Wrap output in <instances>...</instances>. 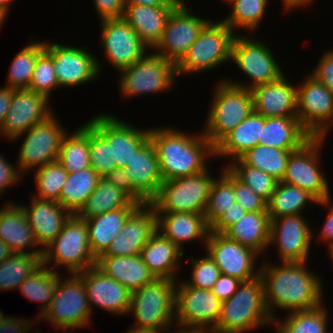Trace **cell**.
<instances>
[{
    "mask_svg": "<svg viewBox=\"0 0 333 333\" xmlns=\"http://www.w3.org/2000/svg\"><path fill=\"white\" fill-rule=\"evenodd\" d=\"M270 265L263 261L259 276L263 282L265 304L272 319L276 318L275 311H272L275 306L294 312L322 305L323 285L318 276L307 270V261Z\"/></svg>",
    "mask_w": 333,
    "mask_h": 333,
    "instance_id": "obj_1",
    "label": "cell"
},
{
    "mask_svg": "<svg viewBox=\"0 0 333 333\" xmlns=\"http://www.w3.org/2000/svg\"><path fill=\"white\" fill-rule=\"evenodd\" d=\"M149 138L157 153L163 181L200 173L207 168L206 159L214 156V147L201 132L189 135L172 127L153 128Z\"/></svg>",
    "mask_w": 333,
    "mask_h": 333,
    "instance_id": "obj_2",
    "label": "cell"
},
{
    "mask_svg": "<svg viewBox=\"0 0 333 333\" xmlns=\"http://www.w3.org/2000/svg\"><path fill=\"white\" fill-rule=\"evenodd\" d=\"M272 322L265 304L263 282L258 276L241 282L236 292L223 301L219 320L211 333H244Z\"/></svg>",
    "mask_w": 333,
    "mask_h": 333,
    "instance_id": "obj_3",
    "label": "cell"
},
{
    "mask_svg": "<svg viewBox=\"0 0 333 333\" xmlns=\"http://www.w3.org/2000/svg\"><path fill=\"white\" fill-rule=\"evenodd\" d=\"M177 280L155 278L131 293L129 313L136 319L132 327L164 331L175 321ZM136 325V326H135Z\"/></svg>",
    "mask_w": 333,
    "mask_h": 333,
    "instance_id": "obj_4",
    "label": "cell"
},
{
    "mask_svg": "<svg viewBox=\"0 0 333 333\" xmlns=\"http://www.w3.org/2000/svg\"><path fill=\"white\" fill-rule=\"evenodd\" d=\"M206 125L202 133L215 147L229 132L254 112L251 90L217 83Z\"/></svg>",
    "mask_w": 333,
    "mask_h": 333,
    "instance_id": "obj_5",
    "label": "cell"
},
{
    "mask_svg": "<svg viewBox=\"0 0 333 333\" xmlns=\"http://www.w3.org/2000/svg\"><path fill=\"white\" fill-rule=\"evenodd\" d=\"M51 262L54 266L50 269L65 266L71 274L96 266L89 245L88 227L76 214L69 217L62 231L43 249L42 264L48 267Z\"/></svg>",
    "mask_w": 333,
    "mask_h": 333,
    "instance_id": "obj_6",
    "label": "cell"
},
{
    "mask_svg": "<svg viewBox=\"0 0 333 333\" xmlns=\"http://www.w3.org/2000/svg\"><path fill=\"white\" fill-rule=\"evenodd\" d=\"M235 31L220 22H209L199 33L196 41L176 64L177 76L185 73L203 72L231 61V49Z\"/></svg>",
    "mask_w": 333,
    "mask_h": 333,
    "instance_id": "obj_7",
    "label": "cell"
},
{
    "mask_svg": "<svg viewBox=\"0 0 333 333\" xmlns=\"http://www.w3.org/2000/svg\"><path fill=\"white\" fill-rule=\"evenodd\" d=\"M214 180L207 167L194 175L163 181L150 204L156 212L204 213Z\"/></svg>",
    "mask_w": 333,
    "mask_h": 333,
    "instance_id": "obj_8",
    "label": "cell"
},
{
    "mask_svg": "<svg viewBox=\"0 0 333 333\" xmlns=\"http://www.w3.org/2000/svg\"><path fill=\"white\" fill-rule=\"evenodd\" d=\"M62 281L60 274L55 294L45 312L39 315L56 328H79L89 326L91 308L82 278L76 273Z\"/></svg>",
    "mask_w": 333,
    "mask_h": 333,
    "instance_id": "obj_9",
    "label": "cell"
},
{
    "mask_svg": "<svg viewBox=\"0 0 333 333\" xmlns=\"http://www.w3.org/2000/svg\"><path fill=\"white\" fill-rule=\"evenodd\" d=\"M175 302L178 328L180 326L184 330L211 333L216 327L223 302L212 290L194 288L185 281H179L176 285Z\"/></svg>",
    "mask_w": 333,
    "mask_h": 333,
    "instance_id": "obj_10",
    "label": "cell"
},
{
    "mask_svg": "<svg viewBox=\"0 0 333 333\" xmlns=\"http://www.w3.org/2000/svg\"><path fill=\"white\" fill-rule=\"evenodd\" d=\"M120 92L126 97L168 90L177 76L176 64L156 52L145 54L132 66L120 71Z\"/></svg>",
    "mask_w": 333,
    "mask_h": 333,
    "instance_id": "obj_11",
    "label": "cell"
},
{
    "mask_svg": "<svg viewBox=\"0 0 333 333\" xmlns=\"http://www.w3.org/2000/svg\"><path fill=\"white\" fill-rule=\"evenodd\" d=\"M272 50L260 41L246 36L236 35L233 39L231 59L241 71L252 79L249 85L224 79L225 82L248 90L256 86L271 83L279 79L283 73L276 62Z\"/></svg>",
    "mask_w": 333,
    "mask_h": 333,
    "instance_id": "obj_12",
    "label": "cell"
},
{
    "mask_svg": "<svg viewBox=\"0 0 333 333\" xmlns=\"http://www.w3.org/2000/svg\"><path fill=\"white\" fill-rule=\"evenodd\" d=\"M325 136H312L297 150L291 151L282 182L308 191L318 201L330 197L329 184L318 166L319 148Z\"/></svg>",
    "mask_w": 333,
    "mask_h": 333,
    "instance_id": "obj_13",
    "label": "cell"
},
{
    "mask_svg": "<svg viewBox=\"0 0 333 333\" xmlns=\"http://www.w3.org/2000/svg\"><path fill=\"white\" fill-rule=\"evenodd\" d=\"M58 121L53 114L47 120L12 138L19 139L21 135L27 134L17 159L20 173L58 160L61 142L67 133Z\"/></svg>",
    "mask_w": 333,
    "mask_h": 333,
    "instance_id": "obj_14",
    "label": "cell"
},
{
    "mask_svg": "<svg viewBox=\"0 0 333 333\" xmlns=\"http://www.w3.org/2000/svg\"><path fill=\"white\" fill-rule=\"evenodd\" d=\"M303 82L297 86V118L312 136H327L333 124V92L311 75Z\"/></svg>",
    "mask_w": 333,
    "mask_h": 333,
    "instance_id": "obj_15",
    "label": "cell"
},
{
    "mask_svg": "<svg viewBox=\"0 0 333 333\" xmlns=\"http://www.w3.org/2000/svg\"><path fill=\"white\" fill-rule=\"evenodd\" d=\"M209 21L191 13L186 4H178L169 15L155 52L177 64L196 41Z\"/></svg>",
    "mask_w": 333,
    "mask_h": 333,
    "instance_id": "obj_16",
    "label": "cell"
},
{
    "mask_svg": "<svg viewBox=\"0 0 333 333\" xmlns=\"http://www.w3.org/2000/svg\"><path fill=\"white\" fill-rule=\"evenodd\" d=\"M206 252L219 267L221 274L240 281H249L260 275L255 268V250L229 239L223 233L210 232L205 243Z\"/></svg>",
    "mask_w": 333,
    "mask_h": 333,
    "instance_id": "obj_17",
    "label": "cell"
},
{
    "mask_svg": "<svg viewBox=\"0 0 333 333\" xmlns=\"http://www.w3.org/2000/svg\"><path fill=\"white\" fill-rule=\"evenodd\" d=\"M45 50L53 57L59 87H75L93 81L100 73V63L85 48L45 41Z\"/></svg>",
    "mask_w": 333,
    "mask_h": 333,
    "instance_id": "obj_18",
    "label": "cell"
},
{
    "mask_svg": "<svg viewBox=\"0 0 333 333\" xmlns=\"http://www.w3.org/2000/svg\"><path fill=\"white\" fill-rule=\"evenodd\" d=\"M101 29V42L106 58L116 70L132 66L148 51V47L123 18L103 20Z\"/></svg>",
    "mask_w": 333,
    "mask_h": 333,
    "instance_id": "obj_19",
    "label": "cell"
},
{
    "mask_svg": "<svg viewBox=\"0 0 333 333\" xmlns=\"http://www.w3.org/2000/svg\"><path fill=\"white\" fill-rule=\"evenodd\" d=\"M49 100L29 89H13L11 105L0 126V135L12 139L47 120L53 115Z\"/></svg>",
    "mask_w": 333,
    "mask_h": 333,
    "instance_id": "obj_20",
    "label": "cell"
},
{
    "mask_svg": "<svg viewBox=\"0 0 333 333\" xmlns=\"http://www.w3.org/2000/svg\"><path fill=\"white\" fill-rule=\"evenodd\" d=\"M301 214L282 216L270 220L269 244L278 245L282 262H306L311 240V228ZM275 241V242H274Z\"/></svg>",
    "mask_w": 333,
    "mask_h": 333,
    "instance_id": "obj_21",
    "label": "cell"
},
{
    "mask_svg": "<svg viewBox=\"0 0 333 333\" xmlns=\"http://www.w3.org/2000/svg\"><path fill=\"white\" fill-rule=\"evenodd\" d=\"M83 280L89 305L116 315L128 314L131 293L121 283L104 274L96 266L77 273Z\"/></svg>",
    "mask_w": 333,
    "mask_h": 333,
    "instance_id": "obj_22",
    "label": "cell"
},
{
    "mask_svg": "<svg viewBox=\"0 0 333 333\" xmlns=\"http://www.w3.org/2000/svg\"><path fill=\"white\" fill-rule=\"evenodd\" d=\"M285 77L251 89L255 113L265 118L297 117V87Z\"/></svg>",
    "mask_w": 333,
    "mask_h": 333,
    "instance_id": "obj_23",
    "label": "cell"
},
{
    "mask_svg": "<svg viewBox=\"0 0 333 333\" xmlns=\"http://www.w3.org/2000/svg\"><path fill=\"white\" fill-rule=\"evenodd\" d=\"M124 168L131 176L134 189L150 203L163 183L157 153L150 138L134 152Z\"/></svg>",
    "mask_w": 333,
    "mask_h": 333,
    "instance_id": "obj_24",
    "label": "cell"
},
{
    "mask_svg": "<svg viewBox=\"0 0 333 333\" xmlns=\"http://www.w3.org/2000/svg\"><path fill=\"white\" fill-rule=\"evenodd\" d=\"M38 245L43 249L62 231L64 223L72 215L54 200L32 198L31 206H22Z\"/></svg>",
    "mask_w": 333,
    "mask_h": 333,
    "instance_id": "obj_25",
    "label": "cell"
},
{
    "mask_svg": "<svg viewBox=\"0 0 333 333\" xmlns=\"http://www.w3.org/2000/svg\"><path fill=\"white\" fill-rule=\"evenodd\" d=\"M157 231L172 241L182 250L183 243L203 239L205 244L210 226L206 222L204 213L189 212H156Z\"/></svg>",
    "mask_w": 333,
    "mask_h": 333,
    "instance_id": "obj_26",
    "label": "cell"
},
{
    "mask_svg": "<svg viewBox=\"0 0 333 333\" xmlns=\"http://www.w3.org/2000/svg\"><path fill=\"white\" fill-rule=\"evenodd\" d=\"M176 6L125 5L123 19L150 49L161 41L169 15Z\"/></svg>",
    "mask_w": 333,
    "mask_h": 333,
    "instance_id": "obj_27",
    "label": "cell"
},
{
    "mask_svg": "<svg viewBox=\"0 0 333 333\" xmlns=\"http://www.w3.org/2000/svg\"><path fill=\"white\" fill-rule=\"evenodd\" d=\"M0 239L13 253L43 255V249L27 251L26 247L39 246L22 205L6 203L0 209ZM25 250V251H24Z\"/></svg>",
    "mask_w": 333,
    "mask_h": 333,
    "instance_id": "obj_28",
    "label": "cell"
},
{
    "mask_svg": "<svg viewBox=\"0 0 333 333\" xmlns=\"http://www.w3.org/2000/svg\"><path fill=\"white\" fill-rule=\"evenodd\" d=\"M96 267L121 283L130 292L140 289L155 279L140 254L136 256H99L96 259Z\"/></svg>",
    "mask_w": 333,
    "mask_h": 333,
    "instance_id": "obj_29",
    "label": "cell"
},
{
    "mask_svg": "<svg viewBox=\"0 0 333 333\" xmlns=\"http://www.w3.org/2000/svg\"><path fill=\"white\" fill-rule=\"evenodd\" d=\"M88 123L90 165L100 177H104L117 168L112 154V115L100 114Z\"/></svg>",
    "mask_w": 333,
    "mask_h": 333,
    "instance_id": "obj_30",
    "label": "cell"
},
{
    "mask_svg": "<svg viewBox=\"0 0 333 333\" xmlns=\"http://www.w3.org/2000/svg\"><path fill=\"white\" fill-rule=\"evenodd\" d=\"M183 253L172 241L156 231L142 248L140 256L155 278L176 280L178 261Z\"/></svg>",
    "mask_w": 333,
    "mask_h": 333,
    "instance_id": "obj_31",
    "label": "cell"
},
{
    "mask_svg": "<svg viewBox=\"0 0 333 333\" xmlns=\"http://www.w3.org/2000/svg\"><path fill=\"white\" fill-rule=\"evenodd\" d=\"M312 135L301 125L297 117H264L259 145L282 150H297Z\"/></svg>",
    "mask_w": 333,
    "mask_h": 333,
    "instance_id": "obj_32",
    "label": "cell"
},
{
    "mask_svg": "<svg viewBox=\"0 0 333 333\" xmlns=\"http://www.w3.org/2000/svg\"><path fill=\"white\" fill-rule=\"evenodd\" d=\"M263 127L264 117L253 112L214 147V157L231 156L232 160L239 159L259 144Z\"/></svg>",
    "mask_w": 333,
    "mask_h": 333,
    "instance_id": "obj_33",
    "label": "cell"
},
{
    "mask_svg": "<svg viewBox=\"0 0 333 333\" xmlns=\"http://www.w3.org/2000/svg\"><path fill=\"white\" fill-rule=\"evenodd\" d=\"M136 208H118L85 220L89 245L97 259L104 254L113 239L120 233L126 219Z\"/></svg>",
    "mask_w": 333,
    "mask_h": 333,
    "instance_id": "obj_34",
    "label": "cell"
},
{
    "mask_svg": "<svg viewBox=\"0 0 333 333\" xmlns=\"http://www.w3.org/2000/svg\"><path fill=\"white\" fill-rule=\"evenodd\" d=\"M223 234L261 254L270 241V218L267 212H247Z\"/></svg>",
    "mask_w": 333,
    "mask_h": 333,
    "instance_id": "obj_35",
    "label": "cell"
},
{
    "mask_svg": "<svg viewBox=\"0 0 333 333\" xmlns=\"http://www.w3.org/2000/svg\"><path fill=\"white\" fill-rule=\"evenodd\" d=\"M138 206L139 204L133 202L123 191L100 177L93 193L76 215L86 220L118 208H137Z\"/></svg>",
    "mask_w": 333,
    "mask_h": 333,
    "instance_id": "obj_36",
    "label": "cell"
},
{
    "mask_svg": "<svg viewBox=\"0 0 333 333\" xmlns=\"http://www.w3.org/2000/svg\"><path fill=\"white\" fill-rule=\"evenodd\" d=\"M100 176L90 167L68 173L58 203L71 214H77L97 186Z\"/></svg>",
    "mask_w": 333,
    "mask_h": 333,
    "instance_id": "obj_37",
    "label": "cell"
},
{
    "mask_svg": "<svg viewBox=\"0 0 333 333\" xmlns=\"http://www.w3.org/2000/svg\"><path fill=\"white\" fill-rule=\"evenodd\" d=\"M133 126L112 115V154L113 163H117V167L124 168L134 152L149 139V129L139 130Z\"/></svg>",
    "mask_w": 333,
    "mask_h": 333,
    "instance_id": "obj_38",
    "label": "cell"
},
{
    "mask_svg": "<svg viewBox=\"0 0 333 333\" xmlns=\"http://www.w3.org/2000/svg\"><path fill=\"white\" fill-rule=\"evenodd\" d=\"M309 201L318 203V200L308 191L279 181L275 191L267 201V213L270 220L301 214L306 204L310 203Z\"/></svg>",
    "mask_w": 333,
    "mask_h": 333,
    "instance_id": "obj_39",
    "label": "cell"
},
{
    "mask_svg": "<svg viewBox=\"0 0 333 333\" xmlns=\"http://www.w3.org/2000/svg\"><path fill=\"white\" fill-rule=\"evenodd\" d=\"M58 161L67 173L90 168L89 160V123L78 127L73 133L63 137Z\"/></svg>",
    "mask_w": 333,
    "mask_h": 333,
    "instance_id": "obj_40",
    "label": "cell"
},
{
    "mask_svg": "<svg viewBox=\"0 0 333 333\" xmlns=\"http://www.w3.org/2000/svg\"><path fill=\"white\" fill-rule=\"evenodd\" d=\"M291 151L294 150H282L258 144L249 149L240 159L246 165L260 169L276 180L282 181Z\"/></svg>",
    "mask_w": 333,
    "mask_h": 333,
    "instance_id": "obj_41",
    "label": "cell"
},
{
    "mask_svg": "<svg viewBox=\"0 0 333 333\" xmlns=\"http://www.w3.org/2000/svg\"><path fill=\"white\" fill-rule=\"evenodd\" d=\"M41 265L40 254L12 253L0 263V289H17Z\"/></svg>",
    "mask_w": 333,
    "mask_h": 333,
    "instance_id": "obj_42",
    "label": "cell"
},
{
    "mask_svg": "<svg viewBox=\"0 0 333 333\" xmlns=\"http://www.w3.org/2000/svg\"><path fill=\"white\" fill-rule=\"evenodd\" d=\"M59 274L55 270L41 265L35 272L29 275L18 288L31 301L42 303L41 314L45 312L55 294Z\"/></svg>",
    "mask_w": 333,
    "mask_h": 333,
    "instance_id": "obj_43",
    "label": "cell"
},
{
    "mask_svg": "<svg viewBox=\"0 0 333 333\" xmlns=\"http://www.w3.org/2000/svg\"><path fill=\"white\" fill-rule=\"evenodd\" d=\"M325 307L323 304L311 310L289 312L282 322L275 318L272 323L277 324V333H327L328 313Z\"/></svg>",
    "mask_w": 333,
    "mask_h": 333,
    "instance_id": "obj_44",
    "label": "cell"
},
{
    "mask_svg": "<svg viewBox=\"0 0 333 333\" xmlns=\"http://www.w3.org/2000/svg\"><path fill=\"white\" fill-rule=\"evenodd\" d=\"M220 175V178H215L212 184L204 210V216L209 226L236 202L234 175L226 167Z\"/></svg>",
    "mask_w": 333,
    "mask_h": 333,
    "instance_id": "obj_45",
    "label": "cell"
},
{
    "mask_svg": "<svg viewBox=\"0 0 333 333\" xmlns=\"http://www.w3.org/2000/svg\"><path fill=\"white\" fill-rule=\"evenodd\" d=\"M45 50V42H31L15 55L8 74V85L12 89H28L37 57Z\"/></svg>",
    "mask_w": 333,
    "mask_h": 333,
    "instance_id": "obj_46",
    "label": "cell"
},
{
    "mask_svg": "<svg viewBox=\"0 0 333 333\" xmlns=\"http://www.w3.org/2000/svg\"><path fill=\"white\" fill-rule=\"evenodd\" d=\"M225 2L233 6L231 14L223 19L232 31L235 27L248 31L256 30L268 5V0H225Z\"/></svg>",
    "mask_w": 333,
    "mask_h": 333,
    "instance_id": "obj_47",
    "label": "cell"
},
{
    "mask_svg": "<svg viewBox=\"0 0 333 333\" xmlns=\"http://www.w3.org/2000/svg\"><path fill=\"white\" fill-rule=\"evenodd\" d=\"M235 160L225 167L255 194L268 201L279 181L260 169L246 165L240 158Z\"/></svg>",
    "mask_w": 333,
    "mask_h": 333,
    "instance_id": "obj_48",
    "label": "cell"
},
{
    "mask_svg": "<svg viewBox=\"0 0 333 333\" xmlns=\"http://www.w3.org/2000/svg\"><path fill=\"white\" fill-rule=\"evenodd\" d=\"M68 177L67 171L59 161H54L37 168L35 182L38 194L33 197L41 200H54L58 202L63 184Z\"/></svg>",
    "mask_w": 333,
    "mask_h": 333,
    "instance_id": "obj_49",
    "label": "cell"
},
{
    "mask_svg": "<svg viewBox=\"0 0 333 333\" xmlns=\"http://www.w3.org/2000/svg\"><path fill=\"white\" fill-rule=\"evenodd\" d=\"M157 231V215L148 203L139 205L126 219L120 233L131 239H150Z\"/></svg>",
    "mask_w": 333,
    "mask_h": 333,
    "instance_id": "obj_50",
    "label": "cell"
},
{
    "mask_svg": "<svg viewBox=\"0 0 333 333\" xmlns=\"http://www.w3.org/2000/svg\"><path fill=\"white\" fill-rule=\"evenodd\" d=\"M58 87V81L53 66V57L44 50L37 57L28 89L42 94L49 99L52 90Z\"/></svg>",
    "mask_w": 333,
    "mask_h": 333,
    "instance_id": "obj_51",
    "label": "cell"
},
{
    "mask_svg": "<svg viewBox=\"0 0 333 333\" xmlns=\"http://www.w3.org/2000/svg\"><path fill=\"white\" fill-rule=\"evenodd\" d=\"M190 262L193 264V271L191 273V281H185L189 286L194 288H201L212 290L214 284L218 280L221 272L219 267L207 254L204 258L194 259L190 257Z\"/></svg>",
    "mask_w": 333,
    "mask_h": 333,
    "instance_id": "obj_52",
    "label": "cell"
},
{
    "mask_svg": "<svg viewBox=\"0 0 333 333\" xmlns=\"http://www.w3.org/2000/svg\"><path fill=\"white\" fill-rule=\"evenodd\" d=\"M234 193L238 202L248 212H267V201L234 176Z\"/></svg>",
    "mask_w": 333,
    "mask_h": 333,
    "instance_id": "obj_53",
    "label": "cell"
},
{
    "mask_svg": "<svg viewBox=\"0 0 333 333\" xmlns=\"http://www.w3.org/2000/svg\"><path fill=\"white\" fill-rule=\"evenodd\" d=\"M149 239H131L119 233L110 244L107 251L101 256H136Z\"/></svg>",
    "mask_w": 333,
    "mask_h": 333,
    "instance_id": "obj_54",
    "label": "cell"
},
{
    "mask_svg": "<svg viewBox=\"0 0 333 333\" xmlns=\"http://www.w3.org/2000/svg\"><path fill=\"white\" fill-rule=\"evenodd\" d=\"M105 178L119 190L123 191L133 202L139 205L148 204V202L134 189L129 172L125 168L117 167L111 173H107Z\"/></svg>",
    "mask_w": 333,
    "mask_h": 333,
    "instance_id": "obj_55",
    "label": "cell"
},
{
    "mask_svg": "<svg viewBox=\"0 0 333 333\" xmlns=\"http://www.w3.org/2000/svg\"><path fill=\"white\" fill-rule=\"evenodd\" d=\"M248 211L238 202L223 212V214L210 226V232L224 233L230 226L238 222Z\"/></svg>",
    "mask_w": 333,
    "mask_h": 333,
    "instance_id": "obj_56",
    "label": "cell"
},
{
    "mask_svg": "<svg viewBox=\"0 0 333 333\" xmlns=\"http://www.w3.org/2000/svg\"><path fill=\"white\" fill-rule=\"evenodd\" d=\"M333 92V51H327L320 59L316 69L310 74Z\"/></svg>",
    "mask_w": 333,
    "mask_h": 333,
    "instance_id": "obj_57",
    "label": "cell"
},
{
    "mask_svg": "<svg viewBox=\"0 0 333 333\" xmlns=\"http://www.w3.org/2000/svg\"><path fill=\"white\" fill-rule=\"evenodd\" d=\"M94 5L101 21L123 17L124 0H94Z\"/></svg>",
    "mask_w": 333,
    "mask_h": 333,
    "instance_id": "obj_58",
    "label": "cell"
},
{
    "mask_svg": "<svg viewBox=\"0 0 333 333\" xmlns=\"http://www.w3.org/2000/svg\"><path fill=\"white\" fill-rule=\"evenodd\" d=\"M241 282L236 278L221 274L214 284L212 292L222 302L226 301L236 292Z\"/></svg>",
    "mask_w": 333,
    "mask_h": 333,
    "instance_id": "obj_59",
    "label": "cell"
},
{
    "mask_svg": "<svg viewBox=\"0 0 333 333\" xmlns=\"http://www.w3.org/2000/svg\"><path fill=\"white\" fill-rule=\"evenodd\" d=\"M18 167H14L8 163L2 155H0V195L8 186L16 184L20 180L21 173Z\"/></svg>",
    "mask_w": 333,
    "mask_h": 333,
    "instance_id": "obj_60",
    "label": "cell"
},
{
    "mask_svg": "<svg viewBox=\"0 0 333 333\" xmlns=\"http://www.w3.org/2000/svg\"><path fill=\"white\" fill-rule=\"evenodd\" d=\"M32 325L31 321L24 318L6 316L0 323V333H26L30 327L32 328Z\"/></svg>",
    "mask_w": 333,
    "mask_h": 333,
    "instance_id": "obj_61",
    "label": "cell"
},
{
    "mask_svg": "<svg viewBox=\"0 0 333 333\" xmlns=\"http://www.w3.org/2000/svg\"><path fill=\"white\" fill-rule=\"evenodd\" d=\"M332 202L330 201V197L327 199H324L322 201H318L317 204L323 205V206H330V210L328 213V217L325 221V224L323 225L322 230L320 231V241L326 242L329 245L333 244V204L330 205ZM329 241V242H328Z\"/></svg>",
    "mask_w": 333,
    "mask_h": 333,
    "instance_id": "obj_62",
    "label": "cell"
},
{
    "mask_svg": "<svg viewBox=\"0 0 333 333\" xmlns=\"http://www.w3.org/2000/svg\"><path fill=\"white\" fill-rule=\"evenodd\" d=\"M13 89L9 87L0 88V126L11 105Z\"/></svg>",
    "mask_w": 333,
    "mask_h": 333,
    "instance_id": "obj_63",
    "label": "cell"
},
{
    "mask_svg": "<svg viewBox=\"0 0 333 333\" xmlns=\"http://www.w3.org/2000/svg\"><path fill=\"white\" fill-rule=\"evenodd\" d=\"M125 5L127 4H139L146 6H177L173 0H124Z\"/></svg>",
    "mask_w": 333,
    "mask_h": 333,
    "instance_id": "obj_64",
    "label": "cell"
},
{
    "mask_svg": "<svg viewBox=\"0 0 333 333\" xmlns=\"http://www.w3.org/2000/svg\"><path fill=\"white\" fill-rule=\"evenodd\" d=\"M284 2V8L287 10L296 9V7H302L307 3L312 2L313 0H282Z\"/></svg>",
    "mask_w": 333,
    "mask_h": 333,
    "instance_id": "obj_65",
    "label": "cell"
},
{
    "mask_svg": "<svg viewBox=\"0 0 333 333\" xmlns=\"http://www.w3.org/2000/svg\"><path fill=\"white\" fill-rule=\"evenodd\" d=\"M12 253L13 252L8 248V246L0 239V263L8 258Z\"/></svg>",
    "mask_w": 333,
    "mask_h": 333,
    "instance_id": "obj_66",
    "label": "cell"
},
{
    "mask_svg": "<svg viewBox=\"0 0 333 333\" xmlns=\"http://www.w3.org/2000/svg\"><path fill=\"white\" fill-rule=\"evenodd\" d=\"M166 331H158V330H152V329H139L131 327L127 333H165Z\"/></svg>",
    "mask_w": 333,
    "mask_h": 333,
    "instance_id": "obj_67",
    "label": "cell"
},
{
    "mask_svg": "<svg viewBox=\"0 0 333 333\" xmlns=\"http://www.w3.org/2000/svg\"><path fill=\"white\" fill-rule=\"evenodd\" d=\"M13 1L14 0H0V10L3 11L7 15L9 6Z\"/></svg>",
    "mask_w": 333,
    "mask_h": 333,
    "instance_id": "obj_68",
    "label": "cell"
},
{
    "mask_svg": "<svg viewBox=\"0 0 333 333\" xmlns=\"http://www.w3.org/2000/svg\"><path fill=\"white\" fill-rule=\"evenodd\" d=\"M168 333V332H167ZM171 333H202V332H200V331H196V330H184V329H180L179 328V330H177V332H176V330L175 331H173V332H171Z\"/></svg>",
    "mask_w": 333,
    "mask_h": 333,
    "instance_id": "obj_69",
    "label": "cell"
},
{
    "mask_svg": "<svg viewBox=\"0 0 333 333\" xmlns=\"http://www.w3.org/2000/svg\"><path fill=\"white\" fill-rule=\"evenodd\" d=\"M5 17H6V14L0 10V29H1V26L3 25Z\"/></svg>",
    "mask_w": 333,
    "mask_h": 333,
    "instance_id": "obj_70",
    "label": "cell"
},
{
    "mask_svg": "<svg viewBox=\"0 0 333 333\" xmlns=\"http://www.w3.org/2000/svg\"><path fill=\"white\" fill-rule=\"evenodd\" d=\"M329 252H330L331 259L333 260V244L329 246Z\"/></svg>",
    "mask_w": 333,
    "mask_h": 333,
    "instance_id": "obj_71",
    "label": "cell"
},
{
    "mask_svg": "<svg viewBox=\"0 0 333 333\" xmlns=\"http://www.w3.org/2000/svg\"><path fill=\"white\" fill-rule=\"evenodd\" d=\"M4 318H5V316H4L3 312H1V310H0V323L3 321Z\"/></svg>",
    "mask_w": 333,
    "mask_h": 333,
    "instance_id": "obj_72",
    "label": "cell"
},
{
    "mask_svg": "<svg viewBox=\"0 0 333 333\" xmlns=\"http://www.w3.org/2000/svg\"><path fill=\"white\" fill-rule=\"evenodd\" d=\"M173 1H175L176 3H178V4H185L186 2H184L183 0H173Z\"/></svg>",
    "mask_w": 333,
    "mask_h": 333,
    "instance_id": "obj_73",
    "label": "cell"
}]
</instances>
